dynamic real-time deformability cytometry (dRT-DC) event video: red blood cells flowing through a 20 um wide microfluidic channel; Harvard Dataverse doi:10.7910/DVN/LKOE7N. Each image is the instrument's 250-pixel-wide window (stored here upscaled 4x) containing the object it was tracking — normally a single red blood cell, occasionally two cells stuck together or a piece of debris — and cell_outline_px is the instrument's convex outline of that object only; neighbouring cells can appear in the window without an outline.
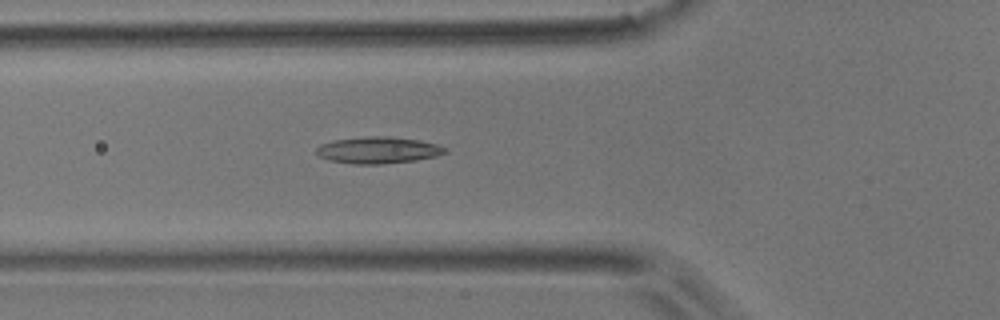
{"species": "common noctule bat (a hibernating species)", "species_latin": "Nyctalus noctula", "temperature_condition": "room temperature", "stored_images_in_passage": 52, "camera_frame_rate_fps": 3000, "um_per_image_px": 0.085, "animal": {"sex": "male", "body_mass_g": 17.9}, "frame": {"image": 1, "passage_image": 18, "time_ms": 5.667, "image_size_px": [1000, 320], "cell_outline_px": [[448, 152], [436, 156], [416, 160], [380, 164], [352, 164], [328, 160], [320, 156], [316, 152], [316, 148], [320, 144], [332, 140], [372, 136], [388, 136], [420, 140], [436, 144], [448, 148]], "centroid_in_image_um": [32.15, 12.76], "position_along_channel_um": 93.7, "area_um2": 20.06}}
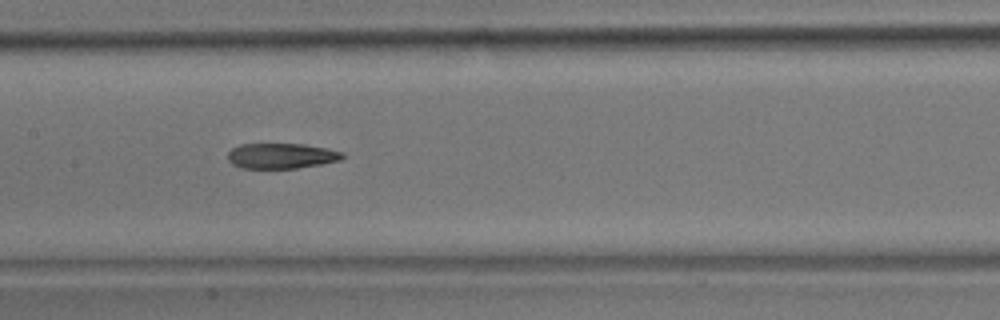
{"frame": {"image": 2, "passage_image": 25, "time_ms": 8.0, "image_size_px": [1000, 320], "cell_outline_px": [[344, 156], [340, 160], [320, 164], [296, 168], [240, 168], [232, 164], [228, 160], [228, 152], [232, 148], [240, 144], [304, 144], [344, 152]], "centroid_in_image_um": [23.88, 13.25], "position_along_channel_um": 183.5, "area_um2": 16.88}}
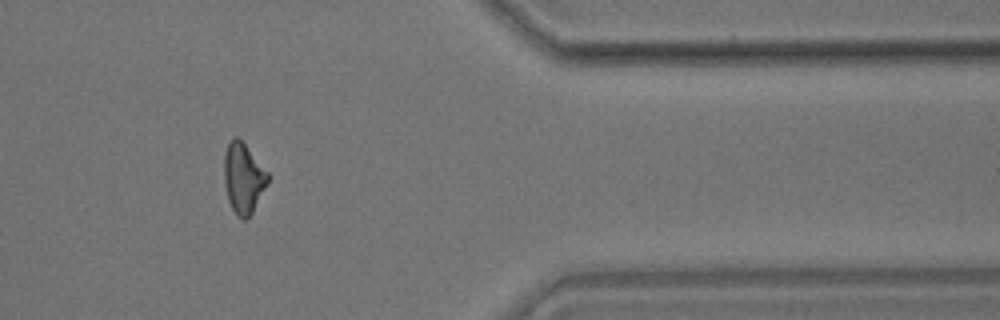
{"frame": {"image": 3, "passage_image": 43, "time_ms": 14.0, "image_size_px": [1000, 320], "cell_outline_px": [[268, 180], [248, 220], [240, 220], [236, 216], [228, 200], [224, 184], [224, 152], [228, 140], [232, 136], [236, 136], [244, 144], [268, 172]], "centroid_in_image_um": [20.64, 15.14], "position_along_channel_um": 390.8, "area_um2": 17.86}, "authors_computed_cell_mechanics": {"area_um2": 18.2937, "velocity_mm_per_s": 3.8145, "shape_relaxation_time_tau1_ms": 7.6217, "shape_relaxation_time_tau2_ms": 4.2073, "deformation_change_tau1": 0.1971, "deformation_change_tau2": 0.1306}}